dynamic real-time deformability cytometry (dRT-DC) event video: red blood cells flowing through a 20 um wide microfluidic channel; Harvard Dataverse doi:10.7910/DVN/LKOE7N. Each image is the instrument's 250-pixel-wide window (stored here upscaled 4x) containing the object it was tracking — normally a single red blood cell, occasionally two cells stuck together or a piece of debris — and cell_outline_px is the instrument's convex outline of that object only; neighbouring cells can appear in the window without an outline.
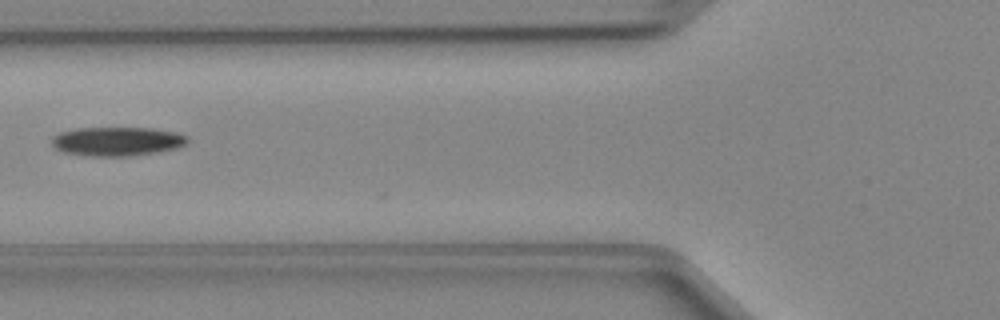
{"species": "Egyptian fruit bat (a non-hibernating species)", "species_latin": "Rousettus aegyptiacus", "temperature_condition": "cold", "stored_images_in_passage": 7, "camera_frame_rate_fps": 3000, "um_per_image_px": 0.085, "animal": {"sex": "female"}, "frame": {"image": 1, "passage_image": 2, "time_ms": 0.333, "image_size_px": [1000, 320], "cell_outline_px": [[188, 144], [176, 148], [156, 152], [128, 156], [84, 156], [64, 152], [56, 148], [52, 144], [52, 136], [60, 132], [76, 128], [152, 128], [176, 132], [188, 136]], "centroid_in_image_um": [9.96, 12.01], "position_along_channel_um": 115.8, "area_um2": 23.0}}